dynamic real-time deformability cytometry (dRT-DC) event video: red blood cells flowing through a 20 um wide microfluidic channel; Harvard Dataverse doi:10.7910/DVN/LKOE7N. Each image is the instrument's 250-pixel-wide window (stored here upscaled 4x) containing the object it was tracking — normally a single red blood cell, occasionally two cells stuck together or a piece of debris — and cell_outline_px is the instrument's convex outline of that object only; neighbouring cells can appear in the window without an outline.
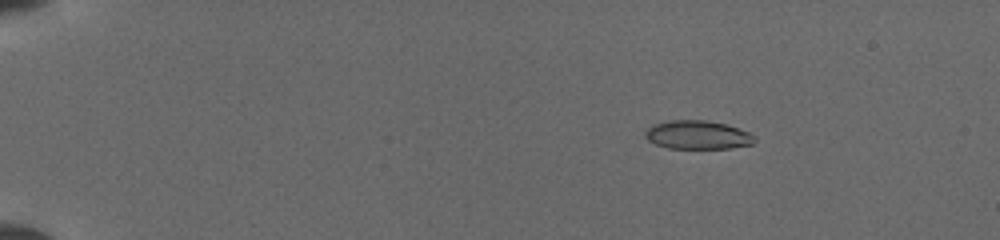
{"species": "common noctule bat (a hibernating species)", "species_latin": "Nyctalus noctula", "temperature_condition": "cold", "stored_images_in_passage": 46, "camera_frame_rate_fps": 3000, "um_per_image_px": 0.085, "animal": {"sex": "female", "body_mass_g": 19.5, "forearm_length_mm": 54.1}, "frame": {"image": 1, "passage_image": 4, "time_ms": 1.0, "image_size_px": [1000, 240], "cell_outline_px": [[756, 140], [752, 144], [732, 148], [668, 148], [656, 144], [648, 140], [644, 136], [644, 132], [652, 124], [668, 120], [708, 120], [724, 124], [748, 132], [756, 136]], "centroid_in_image_um": [59.28, 11.46], "position_along_channel_um": 25.7, "area_um2": 18.26}}
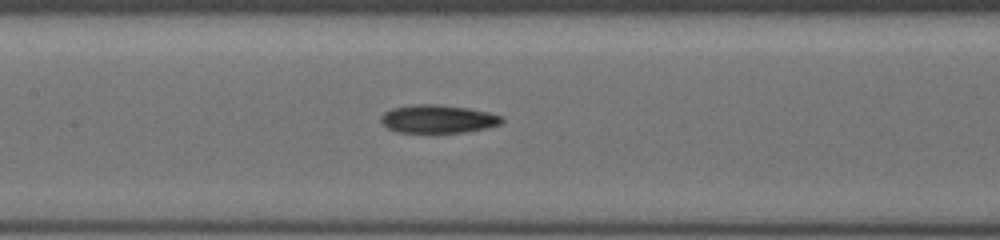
{"frame": {"image": 2, "passage_image": 22, "time_ms": 7.0, "image_size_px": [1000, 240], "cell_outline_px": [[504, 120], [500, 124], [488, 128], [464, 132], [396, 132], [388, 128], [380, 120], [380, 116], [384, 112], [392, 108], [412, 104], [436, 104], [468, 108], [488, 112], [504, 116]], "centroid_in_image_um": [37.24, 10.1], "position_along_channel_um": 170.2, "area_um2": 19.94}}
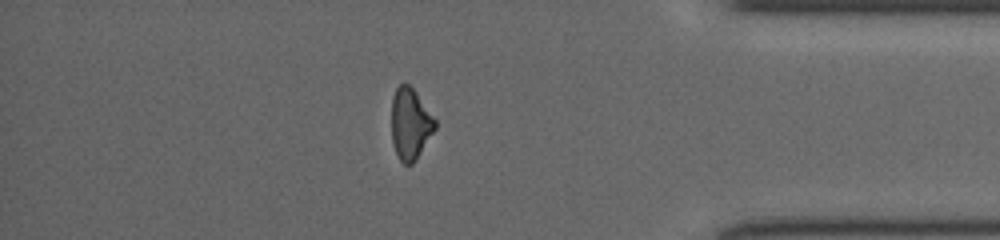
{"frame": {"image": 3, "passage_image": 40, "time_ms": 13.0, "image_size_px": [1000, 240], "cell_outline_px": [[436, 128], [416, 160], [412, 164], [404, 164], [400, 160], [396, 152], [392, 140], [392, 96], [396, 88], [404, 80], [412, 88], [436, 120]], "centroid_in_image_um": [34.87, 10.52], "position_along_channel_um": 400.3, "area_um2": 17.98}}